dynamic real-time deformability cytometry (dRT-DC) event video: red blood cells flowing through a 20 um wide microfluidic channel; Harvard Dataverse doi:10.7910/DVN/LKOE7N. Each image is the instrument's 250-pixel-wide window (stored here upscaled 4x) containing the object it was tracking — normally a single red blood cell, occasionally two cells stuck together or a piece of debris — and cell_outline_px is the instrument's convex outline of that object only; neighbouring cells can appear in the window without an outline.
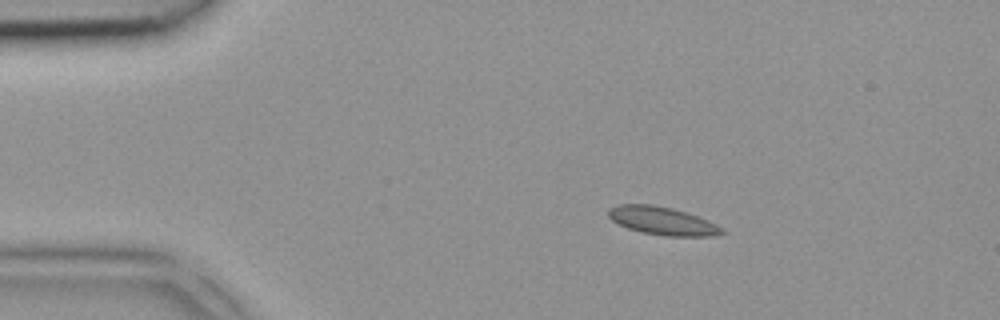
{"species": "common noctule bat (a hibernating species)", "species_latin": "Nyctalus noctula", "temperature_condition": "room temperature", "stored_images_in_passage": 3, "camera_frame_rate_fps": 3000, "um_per_image_px": 0.085, "animal": {"sex": "female", "body_mass_g": 18.4}, "frame": {"image": 1, "passage_image": 1, "time_ms": 0.0, "image_size_px": [1000, 320], "cell_outline_px": [[724, 232], [716, 236], [664, 236], [640, 232], [628, 228], [612, 220], [608, 216], [608, 208], [616, 204], [652, 204], [672, 208], [708, 220], [724, 228]], "centroid_in_image_um": [56.29, 18.77], "position_along_channel_um": 28.7, "area_um2": 18.61}}